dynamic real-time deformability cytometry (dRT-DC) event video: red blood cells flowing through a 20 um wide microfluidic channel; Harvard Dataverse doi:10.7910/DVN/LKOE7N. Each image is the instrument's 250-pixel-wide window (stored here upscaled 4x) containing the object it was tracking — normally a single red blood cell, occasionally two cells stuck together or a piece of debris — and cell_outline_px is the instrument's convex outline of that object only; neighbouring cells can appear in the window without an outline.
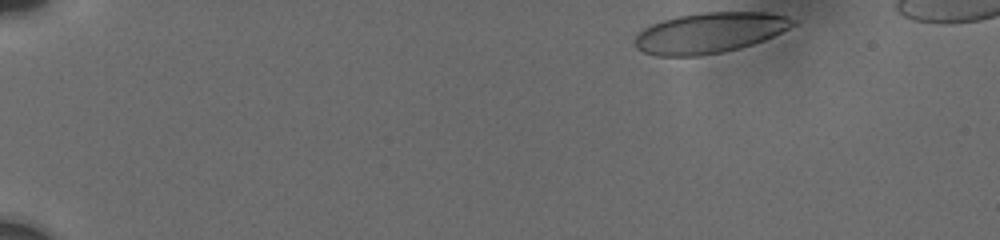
{"species": "human", "species_latin": "Homo sapiens", "temperature_condition": "cold", "stored_images_in_passage": 7, "camera_frame_rate_fps": 3000, "um_per_image_px": 0.085, "donor": {"sex": "male"}, "frame": {"image": 1, "passage_image": 1, "time_ms": 0.0, "image_size_px": [1000, 240], "cell_outline_px": [[796, 24], [764, 40], [740, 48], [720, 52], [696, 56], [656, 56], [644, 52], [636, 48], [636, 36], [644, 28], [652, 24], [664, 20], [680, 16], [704, 12], [768, 12], [788, 16], [796, 20]], "centroid_in_image_um": [60.34, 2.78], "position_along_channel_um": 24.7, "area_um2": 36.99}}